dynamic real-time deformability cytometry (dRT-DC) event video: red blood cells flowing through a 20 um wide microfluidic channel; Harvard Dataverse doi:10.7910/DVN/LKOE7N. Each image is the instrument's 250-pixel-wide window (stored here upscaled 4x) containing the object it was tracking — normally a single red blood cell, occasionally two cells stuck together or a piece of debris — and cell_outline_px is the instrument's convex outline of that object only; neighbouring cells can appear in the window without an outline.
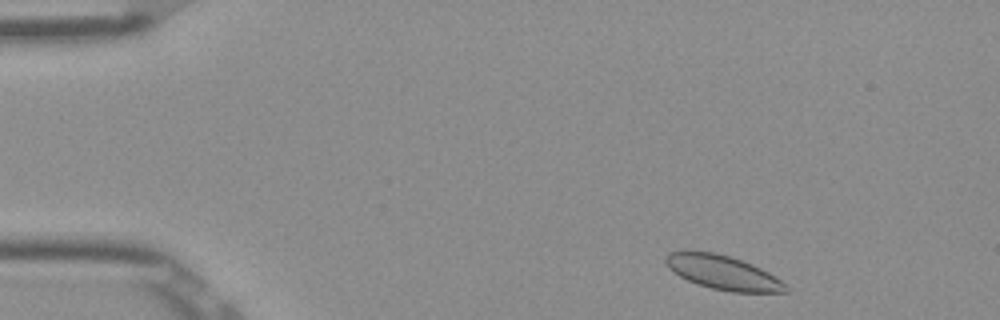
{"species": "Egyptian fruit bat (a non-hibernating species)", "species_latin": "Rousettus aegyptiacus", "temperature_condition": "room temperature", "stored_images_in_passage": 48, "camera_frame_rate_fps": 3000, "um_per_image_px": 0.085, "frame": {"image": 1, "passage_image": 2, "time_ms": 0.333, "image_size_px": [1000, 320], "cell_outline_px": [[788, 292], [732, 292], [712, 288], [688, 280], [680, 276], [668, 268], [664, 260], [668, 252], [716, 252], [752, 264], [768, 272], [788, 284]], "centroid_in_image_um": [61.48, 23.17], "position_along_channel_um": 23.5, "area_um2": 23.52}}
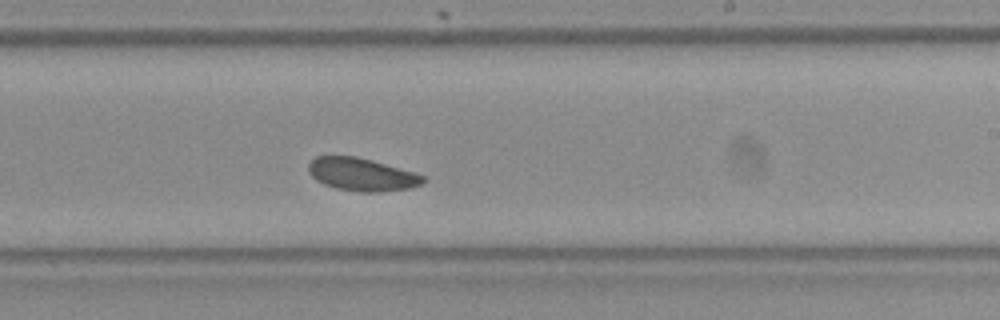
{"frame": {"image": 2, "passage_image": 27, "time_ms": 8.667, "image_size_px": [1000, 320], "cell_outline_px": [[428, 180], [424, 184], [412, 188], [380, 192], [360, 192], [336, 188], [324, 184], [316, 180], [308, 172], [308, 164], [316, 156], [356, 156], [372, 160], [416, 172], [424, 176]], "centroid_in_image_um": [30.8, 14.83], "position_along_channel_um": 258.2, "area_um2": 22.25}}
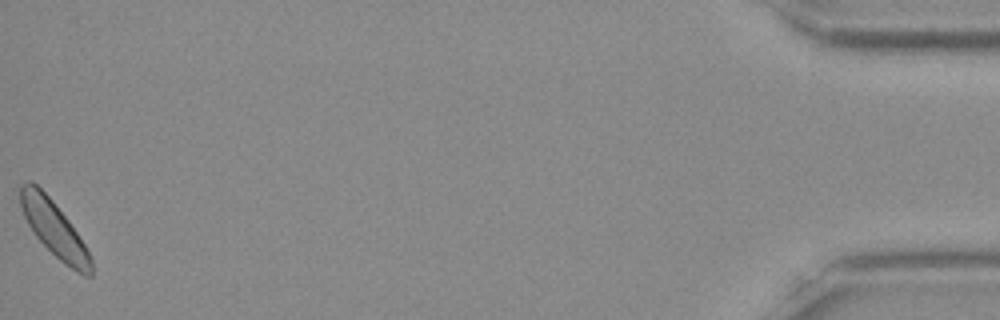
{"frame": {"image": 3, "passage_image": 48, "time_ms": 15.667, "image_size_px": [1000, 320], "cell_outline_px": [[92, 276], [84, 276], [76, 272], [64, 264], [36, 236], [28, 224], [24, 216], [20, 204], [20, 184], [28, 180], [32, 180], [52, 200], [68, 220], [84, 244], [92, 260]], "centroid_in_image_um": [4.59, 19.44], "position_along_channel_um": 430.6, "area_um2": 22.48}, "authors_computed_cell_mechanics": {"area_um2": 22.5998, "velocity_mm_per_s": 3.8273, "shape_relaxation_time_tau1_ms": 1.5961, "shape_relaxation_time_tau2_ms": null, "deformation_change_tau1": 0.033, "deformation_change_tau2": null}}